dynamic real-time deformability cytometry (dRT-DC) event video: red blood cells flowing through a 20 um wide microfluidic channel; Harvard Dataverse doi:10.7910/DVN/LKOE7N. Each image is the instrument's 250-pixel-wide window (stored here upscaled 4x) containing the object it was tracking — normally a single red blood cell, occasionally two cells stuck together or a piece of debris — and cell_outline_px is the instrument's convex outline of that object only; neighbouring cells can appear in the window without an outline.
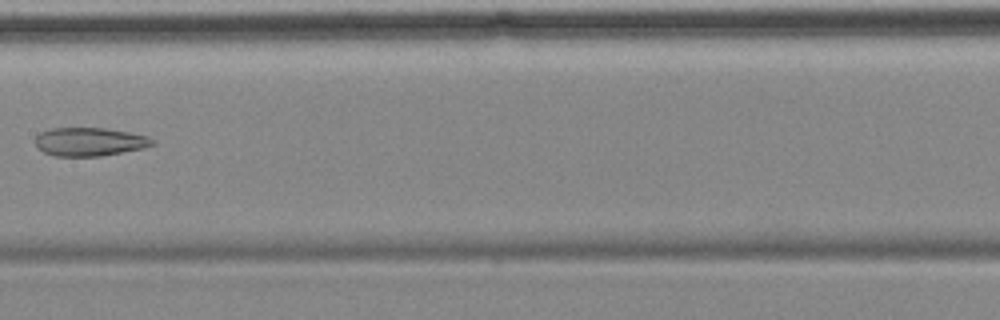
{"species": "common noctule bat (a hibernating species)", "species_latin": "Nyctalus noctula", "temperature_condition": "cold", "stored_images_in_passage": 6, "camera_frame_rate_fps": 3000, "um_per_image_px": 0.085, "animal": {"sex": "female", "body_mass_g": 18.4}, "frame": {"image": 1, "passage_image": 6, "time_ms": 6.0, "image_size_px": [1000, 320], "cell_outline_px": [[156, 144], [144, 148], [100, 156], [56, 156], [44, 152], [36, 144], [36, 136], [40, 132], [52, 128], [104, 128], [128, 132], [148, 136]], "centroid_in_image_um": [7.63, 12.05], "position_along_channel_um": 199.8, "area_um2": 19.25}}